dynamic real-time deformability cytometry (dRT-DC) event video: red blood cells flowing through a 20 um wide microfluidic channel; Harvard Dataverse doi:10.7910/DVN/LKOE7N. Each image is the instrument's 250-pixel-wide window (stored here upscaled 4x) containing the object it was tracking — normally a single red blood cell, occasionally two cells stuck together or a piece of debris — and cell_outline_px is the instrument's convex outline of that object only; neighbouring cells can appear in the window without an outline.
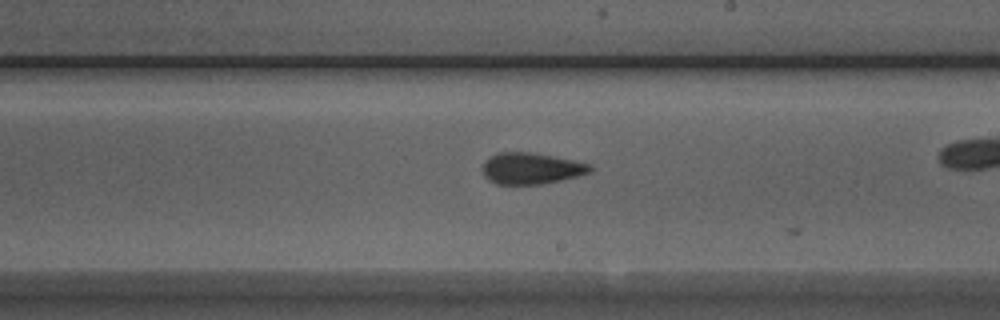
{"species": "Egyptian fruit bat (a non-hibernating species)", "species_latin": "Rousettus aegyptiacus", "temperature_condition": "room temperature", "stored_images_in_passage": 23, "camera_frame_rate_fps": 3000, "um_per_image_px": 0.085, "animal": {"sex": "male"}, "frame": {"image": 1, "passage_image": 22, "time_ms": 7.0, "image_size_px": [1000, 320], "cell_outline_px": [[592, 172], [560, 180], [540, 184], [496, 184], [488, 180], [484, 176], [480, 168], [484, 160], [488, 156], [496, 152], [532, 152], [592, 164]], "centroid_in_image_um": [45.08, 14.3], "position_along_channel_um": 243.9, "area_um2": 19.88}}